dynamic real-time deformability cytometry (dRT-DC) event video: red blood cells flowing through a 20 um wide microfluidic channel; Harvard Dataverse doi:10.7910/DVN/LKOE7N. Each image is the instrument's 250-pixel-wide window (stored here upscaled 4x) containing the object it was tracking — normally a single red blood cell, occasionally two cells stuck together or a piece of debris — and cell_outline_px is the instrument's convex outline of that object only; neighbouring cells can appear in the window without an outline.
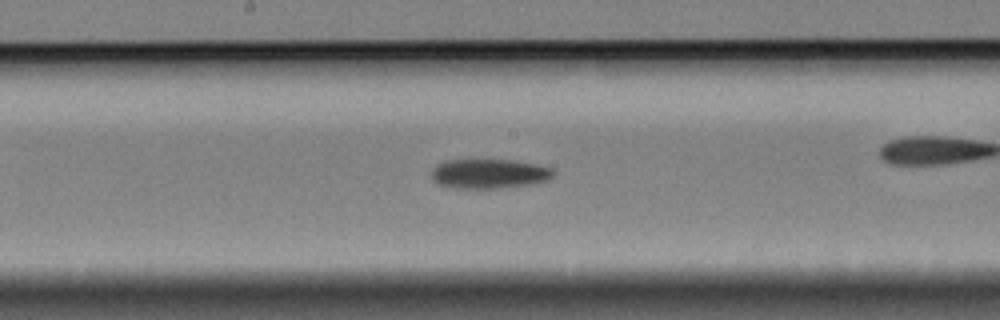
{"species": "Egyptian fruit bat (a non-hibernating species)", "species_latin": "Rousettus aegyptiacus", "temperature_condition": "cold", "stored_images_in_passage": 49, "camera_frame_rate_fps": 3000, "um_per_image_px": 0.085, "animal": {"sex": "female"}, "frame": {"image": 1, "passage_image": 22, "time_ms": 7.0, "image_size_px": [1000, 320], "cell_outline_px": [[556, 172], [548, 180], [532, 184], [500, 188], [452, 188], [436, 184], [432, 180], [432, 168], [436, 164], [448, 160], [508, 160], [532, 164], [552, 168]], "centroid_in_image_um": [41.53, 14.78], "position_along_channel_um": 206.7, "area_um2": 20.98}}